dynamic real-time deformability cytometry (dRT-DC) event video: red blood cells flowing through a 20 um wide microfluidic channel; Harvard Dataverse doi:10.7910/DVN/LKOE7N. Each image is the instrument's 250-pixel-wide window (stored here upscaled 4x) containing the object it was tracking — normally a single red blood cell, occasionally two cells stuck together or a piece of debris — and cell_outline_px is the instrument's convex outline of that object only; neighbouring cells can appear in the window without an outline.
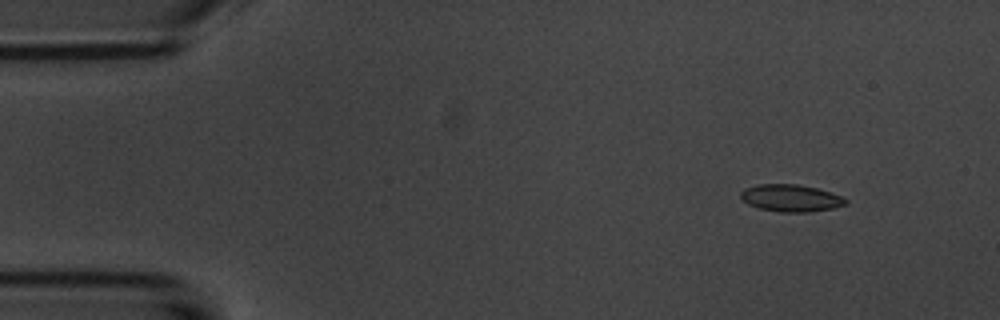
{"species": "common noctule bat (a hibernating species)", "species_latin": "Nyctalus noctula", "temperature_condition": "room temperature", "stored_images_in_passage": 51, "camera_frame_rate_fps": 3000, "um_per_image_px": 0.085, "animal": {"sex": "male", "body_mass_g": 20.1, "forearm_length_mm": 53.5}, "frame": {"image": 1, "passage_image": 2, "time_ms": 0.333, "image_size_px": [1000, 320], "cell_outline_px": [[848, 204], [832, 208], [808, 212], [780, 212], [760, 208], [748, 204], [740, 196], [740, 192], [744, 188], [756, 184], [796, 184], [816, 188], [840, 196], [848, 200]], "centroid_in_image_um": [67.2, 16.83], "position_along_channel_um": 17.8, "area_um2": 16.47}}
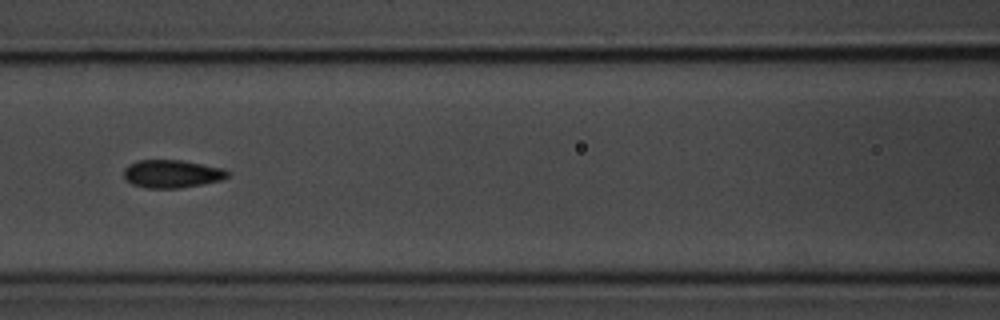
{"frame": {"image": 2, "passage_image": 20, "time_ms": 6.333, "image_size_px": [1000, 320], "cell_outline_px": [[232, 172], [228, 176], [220, 180], [204, 184], [180, 188], [148, 188], [132, 184], [124, 176], [124, 168], [128, 164], [140, 160], [180, 160], [224, 168]], "centroid_in_image_um": [14.64, 14.77], "position_along_channel_um": 152.0, "area_um2": 16.94}}
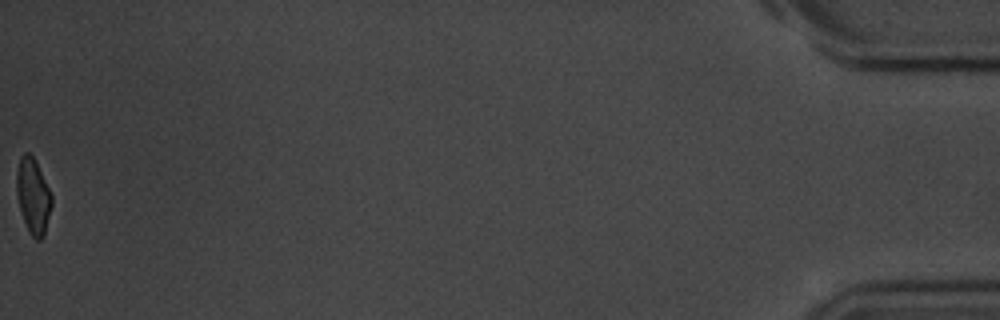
{"frame": {"image": 3, "passage_image": 51, "time_ms": 16.667, "image_size_px": [1000, 320], "cell_outline_px": [[52, 204], [44, 236], [40, 240], [36, 240], [28, 232], [16, 196], [16, 172], [20, 156], [24, 152], [28, 152], [36, 160], [52, 196]], "centroid_in_image_um": [2.8, 16.65], "position_along_channel_um": 432.4, "area_um2": 15.55}, "authors_computed_cell_mechanics": {"area_um2": 16.2418, "velocity_mm_per_s": 3.6921, "shape_relaxation_time_tau1_ms": 2.8212, "shape_relaxation_time_tau2_ms": 1.2873, "deformation_change_tau1": 0.1128, "deformation_change_tau2": 0.0595}}